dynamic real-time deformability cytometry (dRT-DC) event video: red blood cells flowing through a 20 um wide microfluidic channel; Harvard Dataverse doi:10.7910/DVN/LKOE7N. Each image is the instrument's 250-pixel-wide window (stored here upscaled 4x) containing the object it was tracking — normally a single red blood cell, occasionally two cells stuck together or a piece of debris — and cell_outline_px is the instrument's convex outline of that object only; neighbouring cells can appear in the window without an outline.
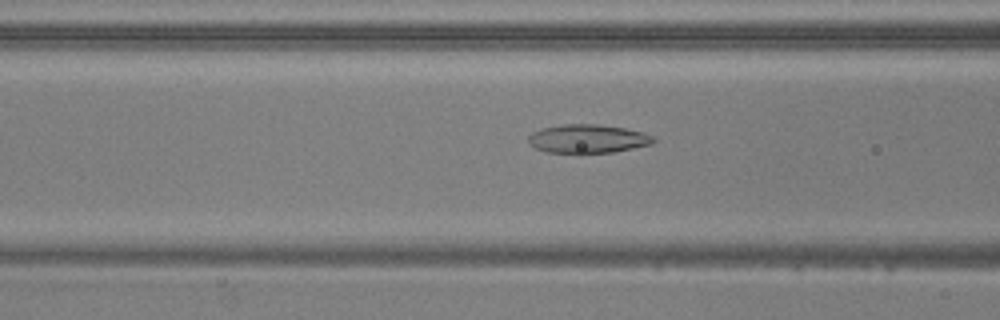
{"species": "common noctule bat (a hibernating species)", "species_latin": "Nyctalus noctula", "temperature_condition": "warm", "stored_images_in_passage": 42, "camera_frame_rate_fps": 3000, "um_per_image_px": 0.085, "animal": {"sex": "male", "body_mass_g": 20.5, "forearm_length_mm": 52.5}, "frame": {"image": 1, "passage_image": 15, "time_ms": 4.667, "image_size_px": [1000, 320], "cell_outline_px": [[656, 140], [652, 144], [612, 152], [548, 152], [536, 148], [528, 144], [528, 136], [532, 132], [544, 128], [564, 124], [596, 124], [624, 128], [644, 132], [652, 136]], "centroid_in_image_um": [49.96, 11.78], "position_along_channel_um": 116.6, "area_um2": 20.58}}
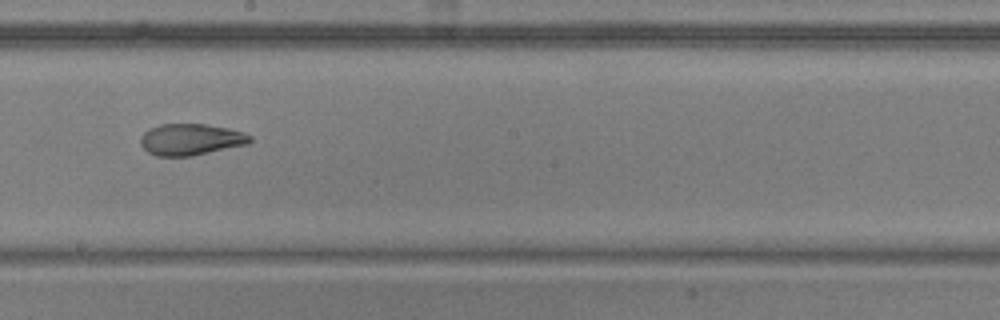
{"frame": {"image": 2, "passage_image": 24, "time_ms": 7.667, "image_size_px": [1000, 320], "cell_outline_px": [[252, 140], [248, 144], [192, 156], [156, 156], [148, 152], [140, 144], [140, 136], [148, 128], [160, 124], [208, 124], [228, 128], [244, 132], [252, 136]], "centroid_in_image_um": [16.21, 11.85], "position_along_channel_um": 232.0, "area_um2": 20.29}}
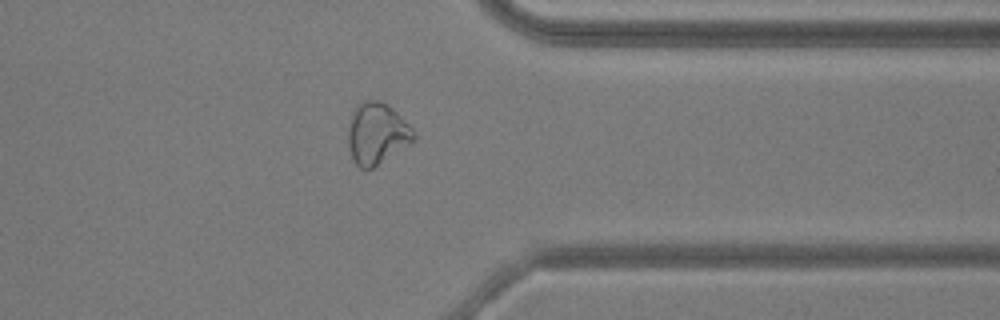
{"frame": {"image": 3, "passage_image": 36, "time_ms": 11.667, "image_size_px": [1000, 320], "cell_outline_px": [[416, 140], [372, 168], [360, 168], [352, 160], [348, 148], [348, 124], [352, 112], [356, 104], [360, 100], [376, 100], [392, 108], [412, 128], [416, 136]], "centroid_in_image_um": [32.0, 11.34], "position_along_channel_um": 379.4, "area_um2": 23.52}}